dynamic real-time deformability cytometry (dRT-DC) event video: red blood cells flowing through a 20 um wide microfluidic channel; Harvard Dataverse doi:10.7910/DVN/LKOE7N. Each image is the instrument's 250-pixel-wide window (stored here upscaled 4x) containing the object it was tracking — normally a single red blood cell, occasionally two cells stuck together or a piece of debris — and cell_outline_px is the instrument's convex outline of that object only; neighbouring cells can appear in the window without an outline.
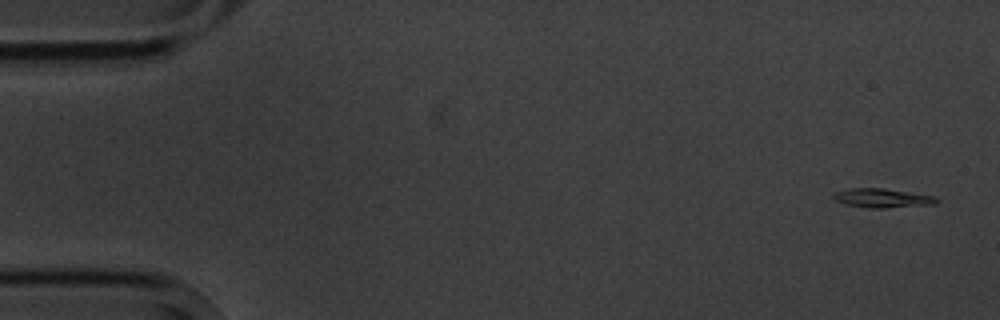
{"species": "common noctule bat (a hibernating species)", "species_latin": "Nyctalus noctula", "temperature_condition": "cold", "stored_images_in_passage": 7, "camera_frame_rate_fps": 3000, "um_per_image_px": 0.085, "animal": {"sex": "male", "body_mass_g": 20.1, "forearm_length_mm": 53.5}, "frame": {"image": 1, "passage_image": 1, "time_ms": 0.0, "image_size_px": [1000, 320], "cell_outline_px": [[940, 200], [936, 204], [884, 208], [868, 208], [844, 204], [836, 200], [832, 196], [836, 192], [848, 188], [884, 188], [936, 196]], "centroid_in_image_um": [75.03, 16.83], "position_along_channel_um": 10.0, "area_um2": 11.56}}
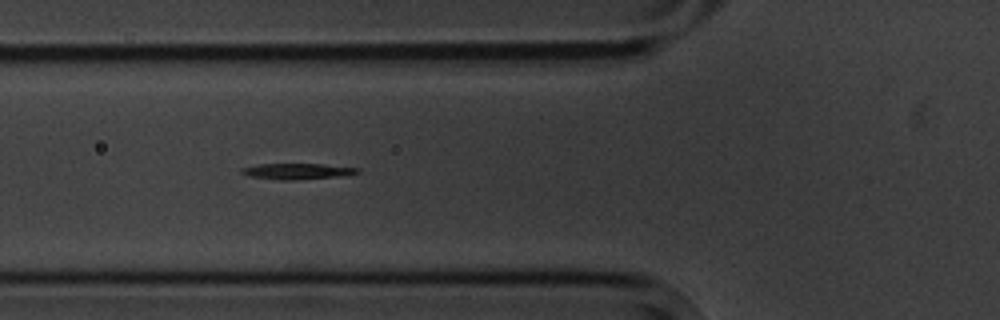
{"frame": {"image": 2, "passage_image": 6, "time_ms": 6.0, "image_size_px": [1000, 320], "cell_outline_px": [[360, 172], [348, 176], [296, 180], [280, 180], [248, 176], [240, 172], [240, 168], [260, 164], [324, 164], [360, 168]], "centroid_in_image_um": [25.33, 14.57], "position_along_channel_um": 100.5, "area_um2": 10.98}}
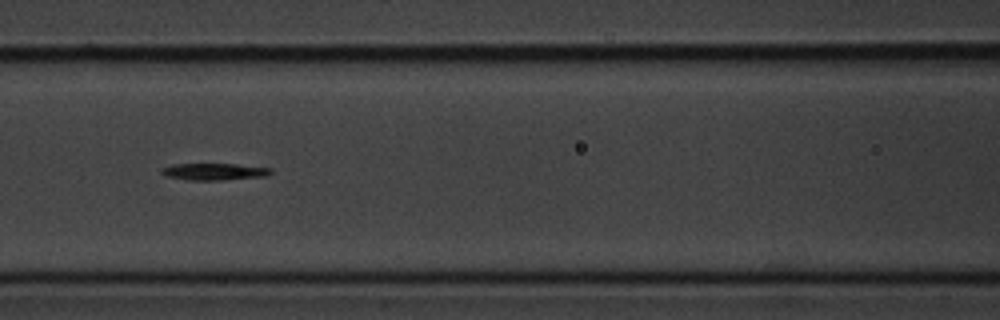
{"frame": {"image": 3, "passage_image": 7, "time_ms": 7.333, "image_size_px": [1000, 320], "cell_outline_px": [[272, 172], [264, 176], [224, 180], [188, 180], [168, 176], [160, 172], [160, 168], [172, 164], [236, 164], [272, 168]], "centroid_in_image_um": [18.19, 14.58], "position_along_channel_um": 148.4, "area_um2": 10.69}}